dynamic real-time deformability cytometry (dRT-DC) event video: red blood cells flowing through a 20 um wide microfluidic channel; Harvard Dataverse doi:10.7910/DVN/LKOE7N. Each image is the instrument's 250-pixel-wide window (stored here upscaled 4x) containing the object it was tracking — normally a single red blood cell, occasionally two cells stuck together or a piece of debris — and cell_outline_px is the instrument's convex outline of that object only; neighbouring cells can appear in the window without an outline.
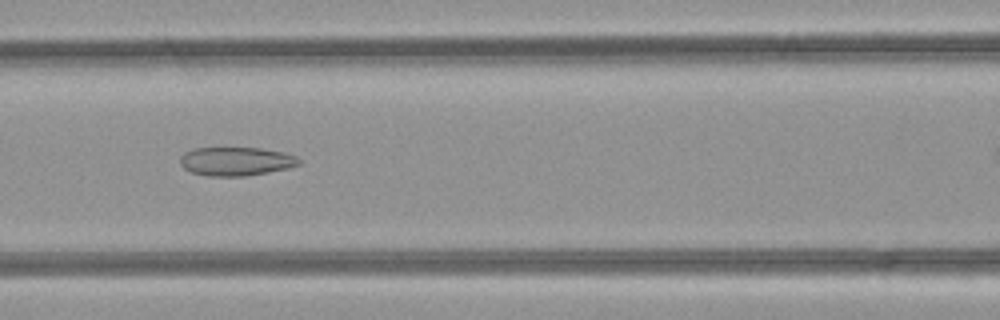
{"species": "common noctule bat (a hibernating species)", "species_latin": "Nyctalus noctula", "temperature_condition": "room temperature", "stored_images_in_passage": 30, "camera_frame_rate_fps": 3000, "um_per_image_px": 0.085, "animal": {"sex": "female", "body_mass_g": 21.9}, "frame": {"image": 1, "passage_image": 12, "time_ms": 3.667, "image_size_px": [1000, 320], "cell_outline_px": [[300, 164], [288, 168], [268, 172], [244, 176], [208, 176], [192, 172], [184, 168], [180, 164], [180, 156], [184, 152], [192, 148], [260, 148], [284, 152], [296, 156], [300, 160]], "centroid_in_image_um": [20.05, 13.71], "position_along_channel_um": 146.6, "area_um2": 19.88}}
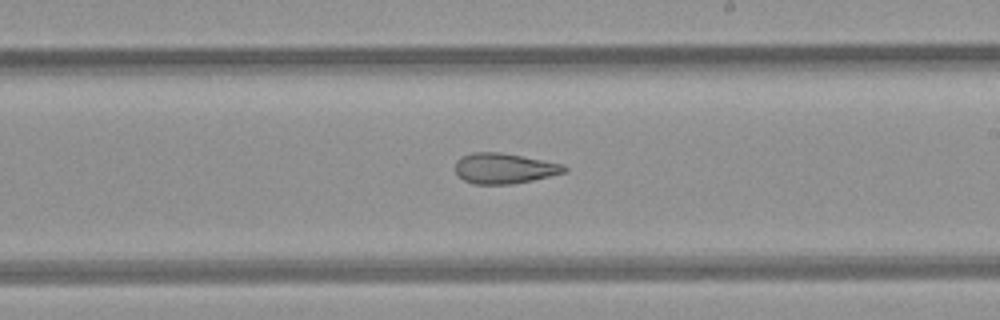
{"frame": {"image": 2, "passage_image": 19, "time_ms": 6.0, "image_size_px": [1000, 320], "cell_outline_px": [[568, 172], [532, 180], [512, 184], [472, 184], [464, 180], [456, 172], [456, 160], [460, 156], [472, 152], [500, 152], [564, 164], [568, 168]], "centroid_in_image_um": [42.87, 14.31], "position_along_channel_um": 246.1, "area_um2": 19.42}}
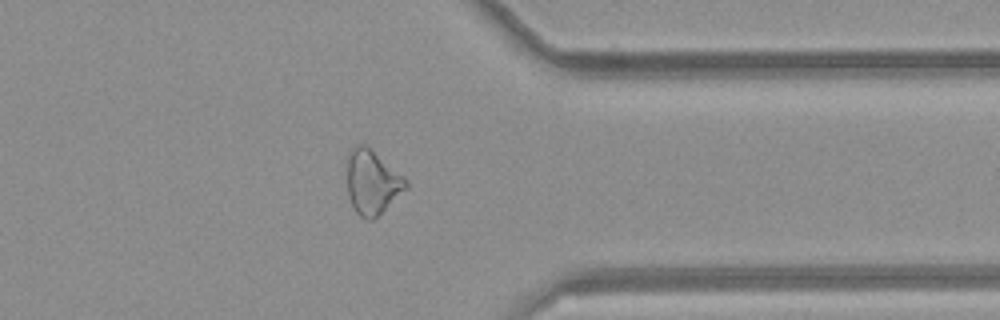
{"frame": {"image": 3, "passage_image": 29, "time_ms": 9.333, "image_size_px": [1000, 320], "cell_outline_px": [[408, 188], [372, 220], [368, 220], [360, 216], [356, 212], [348, 196], [348, 152], [356, 144], [364, 144], [372, 148], [404, 176], [408, 180]], "centroid_in_image_um": [31.65, 15.45], "position_along_channel_um": 379.7, "area_um2": 22.08}}